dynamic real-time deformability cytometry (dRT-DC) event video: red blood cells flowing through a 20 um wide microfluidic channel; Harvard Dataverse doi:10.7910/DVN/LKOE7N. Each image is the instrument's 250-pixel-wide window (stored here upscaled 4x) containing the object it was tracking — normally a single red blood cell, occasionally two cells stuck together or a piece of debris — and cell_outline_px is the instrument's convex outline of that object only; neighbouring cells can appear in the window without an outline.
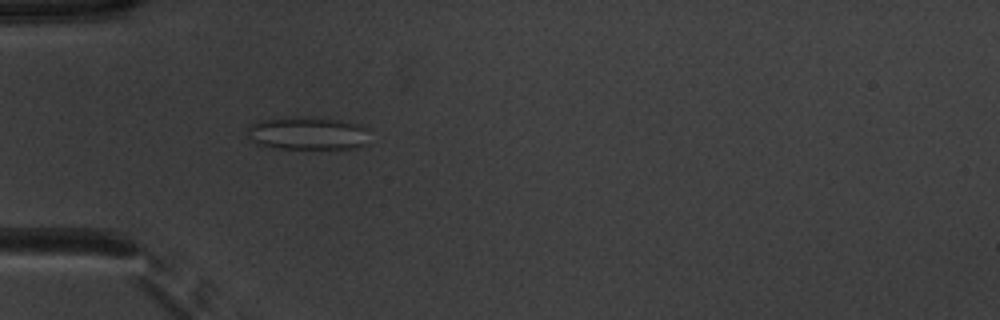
{"species": "common noctule bat (a hibernating species)", "species_latin": "Nyctalus noctula", "temperature_condition": "warm", "stored_images_in_passage": 52, "camera_frame_rate_fps": 3000, "um_per_image_px": 0.085, "animal": {"sex": "male", "body_mass_g": 20.1, "forearm_length_mm": 53.5}, "frame": {"image": 1, "passage_image": 17, "time_ms": 5.333, "image_size_px": [1000, 320], "cell_outline_px": [[368, 128], [364, 144], [356, 148], [276, 148], [256, 144], [248, 136], [248, 128], [252, 124], [260, 120], [288, 116], [340, 120], [360, 124]], "centroid_in_image_um": [26.12, 11.32], "position_along_channel_um": 58.9, "area_um2": 23.29}}
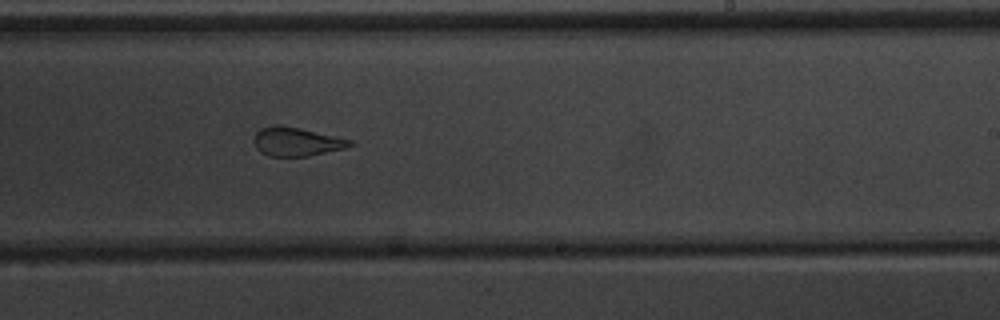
{"frame": {"image": 2, "passage_image": 33, "time_ms": 10.667, "image_size_px": [1000, 320], "cell_outline_px": [[356, 144], [344, 148], [308, 156], [268, 156], [260, 152], [256, 148], [252, 140], [256, 132], [260, 128], [276, 124], [300, 128], [352, 140]], "centroid_in_image_um": [25.16, 12.04], "position_along_channel_um": 263.8, "area_um2": 16.13}}
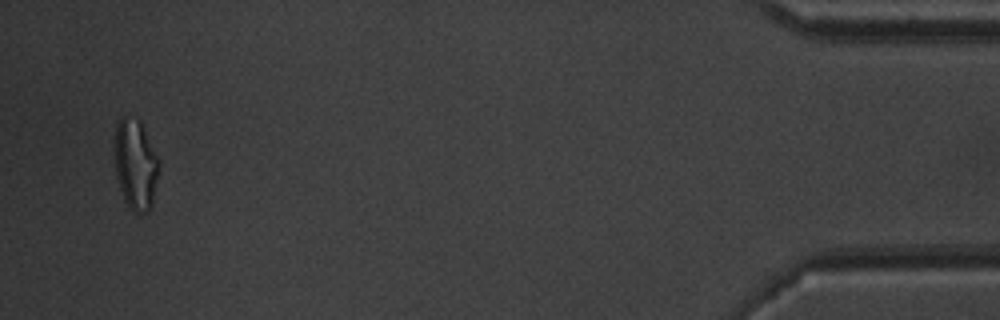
{"frame": {"image": 3, "passage_image": 51, "time_ms": 16.667, "image_size_px": [1000, 320], "cell_outline_px": [[160, 160], [152, 204], [148, 212], [132, 212], [124, 200], [116, 176], [112, 148], [112, 140], [116, 124], [120, 116], [124, 116], [140, 120]], "centroid_in_image_um": [11.47, 13.92], "position_along_channel_um": 423.7, "area_um2": 23.99}, "authors_computed_cell_mechanics": {"area_um2": 20.6635, "velocity_mm_per_s": 3.939, "shape_relaxation_time_tau1_ms": null, "shape_relaxation_time_tau2_ms": 1.0675, "deformation_change_tau1": null, "deformation_change_tau2": 0.0949}}